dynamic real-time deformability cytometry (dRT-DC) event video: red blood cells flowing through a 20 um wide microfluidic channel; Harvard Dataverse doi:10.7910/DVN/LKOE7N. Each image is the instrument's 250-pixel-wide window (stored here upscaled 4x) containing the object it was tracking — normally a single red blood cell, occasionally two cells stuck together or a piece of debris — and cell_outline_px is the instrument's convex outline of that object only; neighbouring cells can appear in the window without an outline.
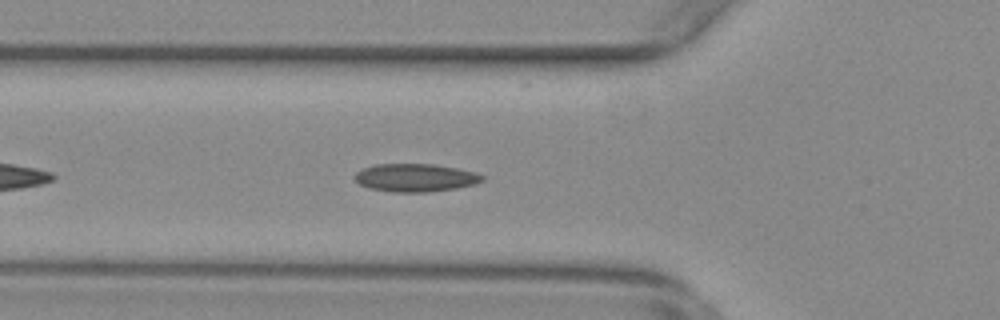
{"species": "common noctule bat (a hibernating species)", "species_latin": "Nyctalus noctula", "temperature_condition": "warm", "stored_images_in_passage": 42, "camera_frame_rate_fps": 3000, "um_per_image_px": 0.085, "animal": {"sex": "female", "body_mass_g": 29.2, "forearm_length_mm": 56.3}, "frame": {"image": 1, "passage_image": 7, "time_ms": 2.0, "image_size_px": [1000, 320], "cell_outline_px": [[484, 180], [476, 184], [456, 188], [428, 192], [392, 192], [368, 188], [360, 184], [352, 176], [356, 172], [364, 168], [376, 164], [436, 164], [476, 172], [484, 176]], "centroid_in_image_um": [35.31, 15.1], "position_along_channel_um": 90.5, "area_um2": 20.92}}
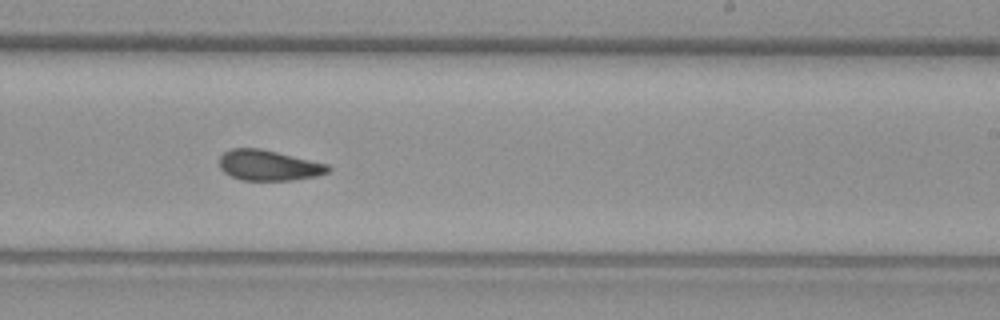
{"frame": {"image": 2, "passage_image": 21, "time_ms": 6.667, "image_size_px": [1000, 320], "cell_outline_px": [[332, 168], [328, 172], [316, 176], [292, 180], [240, 180], [224, 172], [220, 168], [220, 156], [224, 152], [232, 148], [260, 148], [328, 164]], "centroid_in_image_um": [22.83, 14.05], "position_along_channel_um": 266.2, "area_um2": 19.25}}
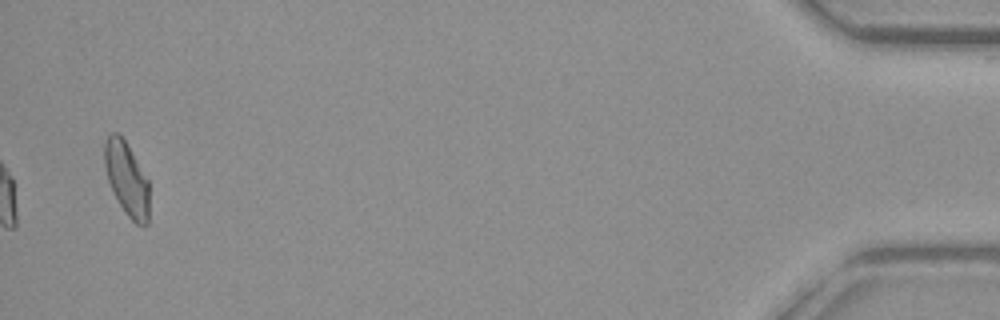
{"frame": {"image": 3, "passage_image": 41, "time_ms": 13.333, "image_size_px": [1000, 320], "cell_outline_px": [[148, 224], [144, 228], [136, 224], [124, 212], [112, 192], [108, 180], [104, 164], [104, 140], [112, 132], [116, 132], [124, 140], [148, 180]], "centroid_in_image_um": [10.75, 15.24], "position_along_channel_um": 424.4, "area_um2": 19.07}, "authors_computed_cell_mechanics": {"area_um2": 19.5653, "velocity_mm_per_s": 3.7609, "shape_relaxation_time_tau1_ms": null, "shape_relaxation_time_tau2_ms": 1.494, "deformation_change_tau1": null, "deformation_change_tau2": 0.06}}